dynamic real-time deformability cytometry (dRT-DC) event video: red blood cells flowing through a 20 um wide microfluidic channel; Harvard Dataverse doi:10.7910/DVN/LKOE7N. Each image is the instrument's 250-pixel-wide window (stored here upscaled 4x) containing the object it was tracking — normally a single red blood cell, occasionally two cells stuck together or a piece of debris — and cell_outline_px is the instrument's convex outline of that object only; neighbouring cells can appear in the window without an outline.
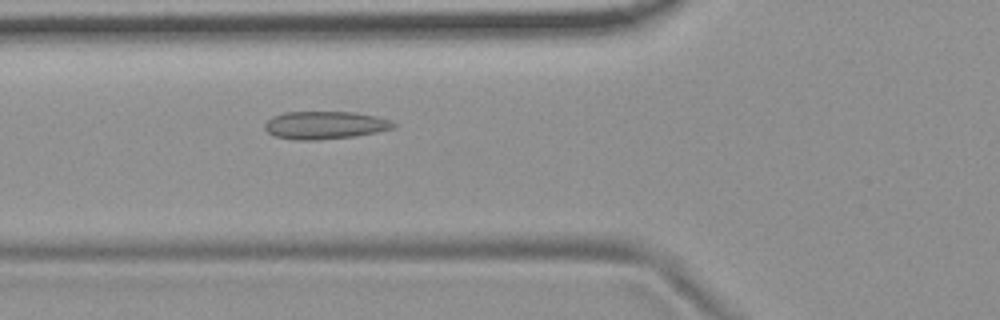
{"species": "common noctule bat (a hibernating species)", "species_latin": "Nyctalus noctula", "temperature_condition": "room temperature", "stored_images_in_passage": 6, "camera_frame_rate_fps": 3000, "um_per_image_px": 0.085, "animal": {"sex": "female", "body_mass_g": 19.9}, "frame": {"image": 1, "passage_image": 6, "time_ms": 5.667, "image_size_px": [1000, 320], "cell_outline_px": [[396, 128], [356, 136], [320, 140], [300, 140], [276, 136], [268, 132], [264, 128], [264, 124], [272, 116], [284, 112], [356, 112], [376, 116], [392, 120], [396, 124]], "centroid_in_image_um": [27.66, 10.63], "position_along_channel_um": 98.1, "area_um2": 20.98}}